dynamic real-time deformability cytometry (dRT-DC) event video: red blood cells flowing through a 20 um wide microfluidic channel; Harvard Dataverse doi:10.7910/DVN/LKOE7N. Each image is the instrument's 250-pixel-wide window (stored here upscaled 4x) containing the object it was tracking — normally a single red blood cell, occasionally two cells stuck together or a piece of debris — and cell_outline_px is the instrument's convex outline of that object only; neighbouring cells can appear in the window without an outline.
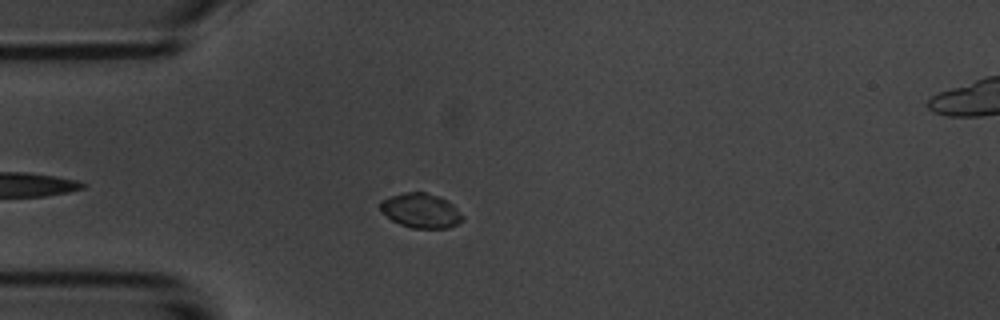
{"species": "common noctule bat (a hibernating species)", "species_latin": "Nyctalus noctula", "temperature_condition": "room temperature", "stored_images_in_passage": 36, "camera_frame_rate_fps": 3000, "um_per_image_px": 0.085, "animal": {"sex": "male", "body_mass_g": 20.1, "forearm_length_mm": 53.5}, "frame": {"image": 1, "passage_image": 7, "time_ms": 2.0, "image_size_px": [1000, 320], "cell_outline_px": [[464, 220], [448, 228], [412, 228], [400, 224], [392, 220], [380, 208], [380, 204], [384, 200], [392, 196], [404, 192], [424, 192], [440, 196], [448, 200], [464, 216]], "centroid_in_image_um": [35.83, 17.9], "position_along_channel_um": 49.2, "area_um2": 16.42}}
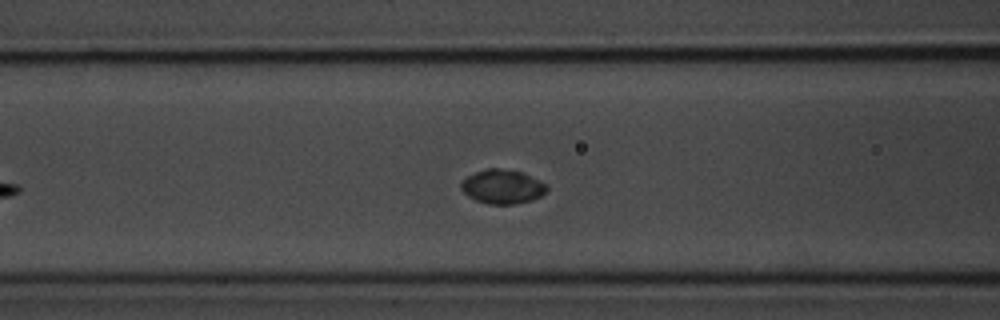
{"frame": {"image": 2, "passage_image": 14, "time_ms": 4.333, "image_size_px": [1000, 320], "cell_outline_px": [[548, 188], [540, 196], [532, 200], [512, 204], [488, 204], [476, 200], [468, 196], [460, 188], [460, 184], [468, 176], [476, 172], [488, 168], [500, 168], [520, 172], [544, 184]], "centroid_in_image_um": [42.66, 15.88], "position_along_channel_um": 123.9, "area_um2": 16.59}}
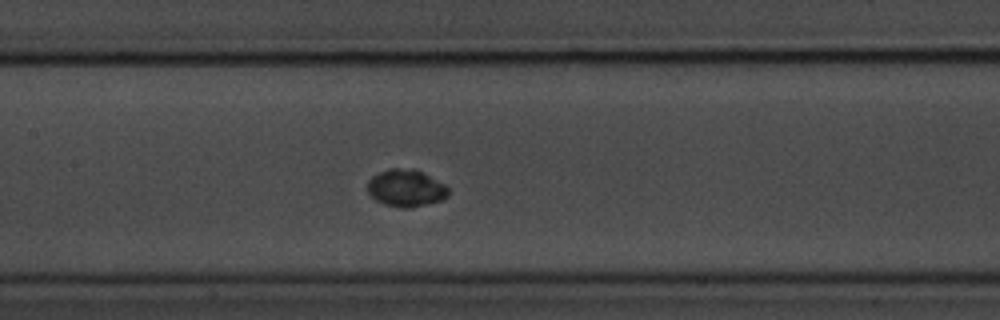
{"frame": {"image": 3, "passage_image": 18, "time_ms": 5.667, "image_size_px": [1000, 320], "cell_outline_px": [[448, 196], [440, 200], [428, 204], [408, 208], [400, 208], [384, 204], [376, 200], [368, 192], [368, 180], [372, 176], [380, 172], [392, 168], [412, 168], [444, 184], [448, 188]], "centroid_in_image_um": [34.49, 16.0], "position_along_channel_um": 172.9, "area_um2": 17.28}, "authors_computed_cell_mechanics": {"area_um2": 17.1088, "velocity_mm_per_s": 3.6629, "shape_relaxation_time_tau1_ms": 1.8005, "shape_relaxation_time_tau2_ms": null, "deformation_change_tau1": 0.0836, "deformation_change_tau2": null}}